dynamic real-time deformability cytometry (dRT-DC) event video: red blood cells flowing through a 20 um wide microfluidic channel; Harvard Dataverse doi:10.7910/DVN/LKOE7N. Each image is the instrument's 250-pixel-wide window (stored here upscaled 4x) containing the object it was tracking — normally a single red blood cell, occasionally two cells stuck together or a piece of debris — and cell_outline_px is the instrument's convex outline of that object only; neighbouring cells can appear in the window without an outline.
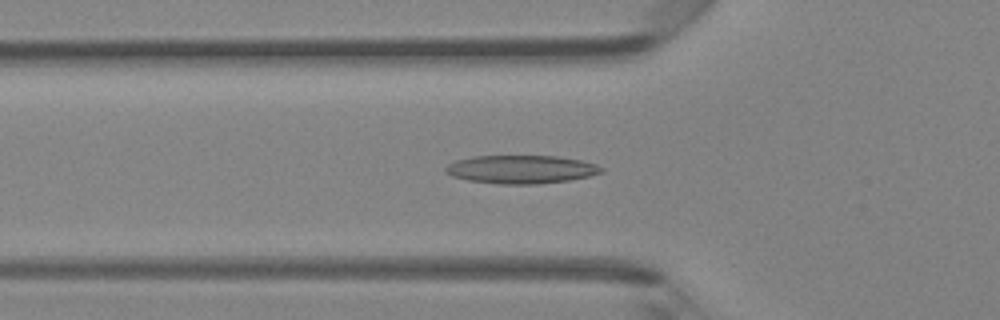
{"species": "Egyptian fruit bat (a non-hibernating species)", "species_latin": "Rousettus aegyptiacus", "temperature_condition": "room temperature", "stored_images_in_passage": 40, "camera_frame_rate_fps": 3000, "um_per_image_px": 0.085, "animal": {"sex": "female"}, "frame": {"image": 1, "passage_image": 14, "time_ms": 4.333, "image_size_px": [1000, 320], "cell_outline_px": [[604, 172], [588, 176], [568, 180], [536, 184], [500, 184], [468, 180], [452, 176], [444, 172], [444, 168], [448, 164], [456, 160], [472, 156], [556, 156], [580, 160], [596, 164], [604, 168]], "centroid_in_image_um": [44.27, 14.39], "position_along_channel_um": 81.5, "area_um2": 25.66}}
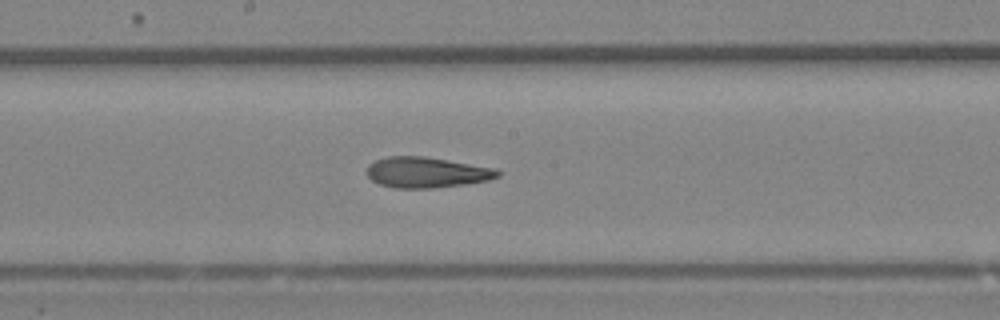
{"frame": {"image": 2, "passage_image": 23, "time_ms": 7.333, "image_size_px": [1000, 320], "cell_outline_px": [[500, 176], [488, 180], [436, 188], [396, 188], [380, 184], [372, 180], [368, 176], [368, 164], [376, 160], [388, 156], [424, 156], [496, 168], [500, 172]], "centroid_in_image_um": [36.26, 14.65], "position_along_channel_um": 211.9, "area_um2": 23.24}}
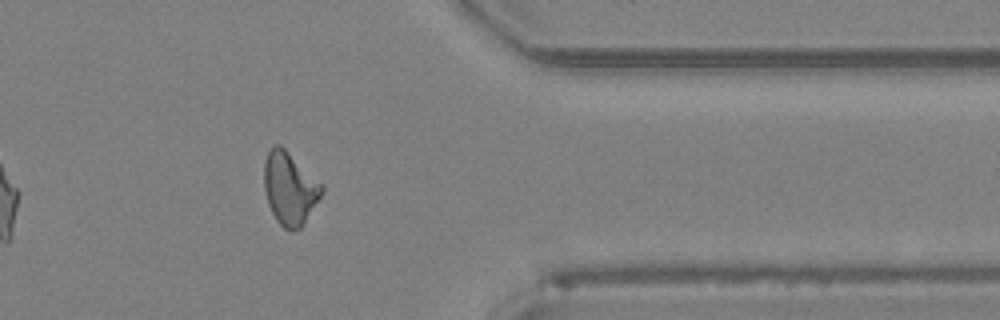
{"frame": {"image": 3, "passage_image": 36, "time_ms": 11.667, "image_size_px": [1000, 320], "cell_outline_px": [[324, 188], [320, 196], [300, 228], [284, 228], [276, 220], [268, 204], [264, 188], [264, 164], [268, 152], [272, 144], [280, 144], [324, 184]], "centroid_in_image_um": [24.61, 15.95], "position_along_channel_um": 386.8, "area_um2": 24.1}}